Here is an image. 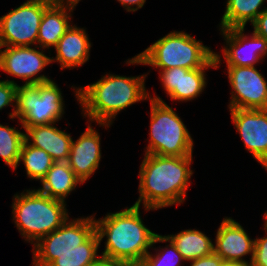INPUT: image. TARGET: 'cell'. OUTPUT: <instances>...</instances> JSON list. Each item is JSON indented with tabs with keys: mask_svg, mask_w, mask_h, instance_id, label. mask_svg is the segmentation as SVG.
<instances>
[{
	"mask_svg": "<svg viewBox=\"0 0 267 266\" xmlns=\"http://www.w3.org/2000/svg\"><path fill=\"white\" fill-rule=\"evenodd\" d=\"M192 162L193 155L144 154L138 174L139 196L134 205H142L148 212L183 204L194 174Z\"/></svg>",
	"mask_w": 267,
	"mask_h": 266,
	"instance_id": "obj_1",
	"label": "cell"
},
{
	"mask_svg": "<svg viewBox=\"0 0 267 266\" xmlns=\"http://www.w3.org/2000/svg\"><path fill=\"white\" fill-rule=\"evenodd\" d=\"M148 74L127 77L107 73L94 83L70 88L80 104L81 115L88 119L86 121L108 129L122 110L149 100L150 92L145 87Z\"/></svg>",
	"mask_w": 267,
	"mask_h": 266,
	"instance_id": "obj_2",
	"label": "cell"
},
{
	"mask_svg": "<svg viewBox=\"0 0 267 266\" xmlns=\"http://www.w3.org/2000/svg\"><path fill=\"white\" fill-rule=\"evenodd\" d=\"M140 206L132 205L122 211L107 212L95 218V231L100 245L105 238L102 261L113 263L140 262L150 249L157 233L147 228L141 218Z\"/></svg>",
	"mask_w": 267,
	"mask_h": 266,
	"instance_id": "obj_3",
	"label": "cell"
},
{
	"mask_svg": "<svg viewBox=\"0 0 267 266\" xmlns=\"http://www.w3.org/2000/svg\"><path fill=\"white\" fill-rule=\"evenodd\" d=\"M214 52L185 31H173L159 38L141 53L126 60L127 65H145L157 70L174 67L217 69Z\"/></svg>",
	"mask_w": 267,
	"mask_h": 266,
	"instance_id": "obj_4",
	"label": "cell"
},
{
	"mask_svg": "<svg viewBox=\"0 0 267 266\" xmlns=\"http://www.w3.org/2000/svg\"><path fill=\"white\" fill-rule=\"evenodd\" d=\"M12 200V221L21 238L31 245L58 229L70 217L67 202L34 188L17 192Z\"/></svg>",
	"mask_w": 267,
	"mask_h": 266,
	"instance_id": "obj_5",
	"label": "cell"
},
{
	"mask_svg": "<svg viewBox=\"0 0 267 266\" xmlns=\"http://www.w3.org/2000/svg\"><path fill=\"white\" fill-rule=\"evenodd\" d=\"M150 133L144 154L181 157L193 155L194 140L178 113L162 97L151 95Z\"/></svg>",
	"mask_w": 267,
	"mask_h": 266,
	"instance_id": "obj_6",
	"label": "cell"
},
{
	"mask_svg": "<svg viewBox=\"0 0 267 266\" xmlns=\"http://www.w3.org/2000/svg\"><path fill=\"white\" fill-rule=\"evenodd\" d=\"M61 90L54 80L17 85L14 118L20 128L58 123L64 118L65 101Z\"/></svg>",
	"mask_w": 267,
	"mask_h": 266,
	"instance_id": "obj_7",
	"label": "cell"
},
{
	"mask_svg": "<svg viewBox=\"0 0 267 266\" xmlns=\"http://www.w3.org/2000/svg\"><path fill=\"white\" fill-rule=\"evenodd\" d=\"M95 232L94 214L68 218L58 229L40 238L32 249L33 266H48L60 252L74 251Z\"/></svg>",
	"mask_w": 267,
	"mask_h": 266,
	"instance_id": "obj_8",
	"label": "cell"
},
{
	"mask_svg": "<svg viewBox=\"0 0 267 266\" xmlns=\"http://www.w3.org/2000/svg\"><path fill=\"white\" fill-rule=\"evenodd\" d=\"M51 5L42 0H27L0 17V46H37L40 22Z\"/></svg>",
	"mask_w": 267,
	"mask_h": 266,
	"instance_id": "obj_9",
	"label": "cell"
},
{
	"mask_svg": "<svg viewBox=\"0 0 267 266\" xmlns=\"http://www.w3.org/2000/svg\"><path fill=\"white\" fill-rule=\"evenodd\" d=\"M48 52L49 56L39 46H0V70L9 76L20 78L25 81V85L53 80L45 73L39 74L52 64L51 51Z\"/></svg>",
	"mask_w": 267,
	"mask_h": 266,
	"instance_id": "obj_10",
	"label": "cell"
},
{
	"mask_svg": "<svg viewBox=\"0 0 267 266\" xmlns=\"http://www.w3.org/2000/svg\"><path fill=\"white\" fill-rule=\"evenodd\" d=\"M231 96L228 109H267V80L256 66H226Z\"/></svg>",
	"mask_w": 267,
	"mask_h": 266,
	"instance_id": "obj_11",
	"label": "cell"
},
{
	"mask_svg": "<svg viewBox=\"0 0 267 266\" xmlns=\"http://www.w3.org/2000/svg\"><path fill=\"white\" fill-rule=\"evenodd\" d=\"M245 27L219 29L223 36L224 46L220 51L214 52L217 69L224 59L225 66H257L267 56V40L252 32L249 36ZM223 56V58H222ZM257 64V65H256Z\"/></svg>",
	"mask_w": 267,
	"mask_h": 266,
	"instance_id": "obj_12",
	"label": "cell"
},
{
	"mask_svg": "<svg viewBox=\"0 0 267 266\" xmlns=\"http://www.w3.org/2000/svg\"><path fill=\"white\" fill-rule=\"evenodd\" d=\"M246 150L267 169V109H229Z\"/></svg>",
	"mask_w": 267,
	"mask_h": 266,
	"instance_id": "obj_13",
	"label": "cell"
},
{
	"mask_svg": "<svg viewBox=\"0 0 267 266\" xmlns=\"http://www.w3.org/2000/svg\"><path fill=\"white\" fill-rule=\"evenodd\" d=\"M214 253L224 261L250 265L253 259L254 241L244 227L232 217H224L216 231ZM250 255L249 260H245Z\"/></svg>",
	"mask_w": 267,
	"mask_h": 266,
	"instance_id": "obj_14",
	"label": "cell"
},
{
	"mask_svg": "<svg viewBox=\"0 0 267 266\" xmlns=\"http://www.w3.org/2000/svg\"><path fill=\"white\" fill-rule=\"evenodd\" d=\"M209 69L174 67L158 70V73L161 85L171 101L192 102L204 92L208 83L206 72Z\"/></svg>",
	"mask_w": 267,
	"mask_h": 266,
	"instance_id": "obj_15",
	"label": "cell"
},
{
	"mask_svg": "<svg viewBox=\"0 0 267 266\" xmlns=\"http://www.w3.org/2000/svg\"><path fill=\"white\" fill-rule=\"evenodd\" d=\"M71 142L67 163L83 184L98 170L102 158L101 136L92 123Z\"/></svg>",
	"mask_w": 267,
	"mask_h": 266,
	"instance_id": "obj_16",
	"label": "cell"
},
{
	"mask_svg": "<svg viewBox=\"0 0 267 266\" xmlns=\"http://www.w3.org/2000/svg\"><path fill=\"white\" fill-rule=\"evenodd\" d=\"M91 40L86 28L72 24L54 47L51 63L60 64V70L83 66L90 58Z\"/></svg>",
	"mask_w": 267,
	"mask_h": 266,
	"instance_id": "obj_17",
	"label": "cell"
},
{
	"mask_svg": "<svg viewBox=\"0 0 267 266\" xmlns=\"http://www.w3.org/2000/svg\"><path fill=\"white\" fill-rule=\"evenodd\" d=\"M56 124L25 127V140L30 145L45 150L55 162L67 161L73 138Z\"/></svg>",
	"mask_w": 267,
	"mask_h": 266,
	"instance_id": "obj_18",
	"label": "cell"
},
{
	"mask_svg": "<svg viewBox=\"0 0 267 266\" xmlns=\"http://www.w3.org/2000/svg\"><path fill=\"white\" fill-rule=\"evenodd\" d=\"M73 11L72 7L51 4L43 13L37 46L52 51L51 49L58 44L60 38L73 24Z\"/></svg>",
	"mask_w": 267,
	"mask_h": 266,
	"instance_id": "obj_19",
	"label": "cell"
},
{
	"mask_svg": "<svg viewBox=\"0 0 267 266\" xmlns=\"http://www.w3.org/2000/svg\"><path fill=\"white\" fill-rule=\"evenodd\" d=\"M41 187L37 188L47 196L66 202L70 193L76 190L83 182L75 175L67 161L54 162L46 175L40 181Z\"/></svg>",
	"mask_w": 267,
	"mask_h": 266,
	"instance_id": "obj_20",
	"label": "cell"
},
{
	"mask_svg": "<svg viewBox=\"0 0 267 266\" xmlns=\"http://www.w3.org/2000/svg\"><path fill=\"white\" fill-rule=\"evenodd\" d=\"M166 236L175 244L185 262L211 255L214 252V242L200 230L185 229L177 234Z\"/></svg>",
	"mask_w": 267,
	"mask_h": 266,
	"instance_id": "obj_21",
	"label": "cell"
},
{
	"mask_svg": "<svg viewBox=\"0 0 267 266\" xmlns=\"http://www.w3.org/2000/svg\"><path fill=\"white\" fill-rule=\"evenodd\" d=\"M267 0H227L219 29L246 27L266 8ZM263 7V8H262Z\"/></svg>",
	"mask_w": 267,
	"mask_h": 266,
	"instance_id": "obj_22",
	"label": "cell"
},
{
	"mask_svg": "<svg viewBox=\"0 0 267 266\" xmlns=\"http://www.w3.org/2000/svg\"><path fill=\"white\" fill-rule=\"evenodd\" d=\"M99 248L100 241L95 231L74 251L60 252L48 266H96L102 261L101 255L98 254Z\"/></svg>",
	"mask_w": 267,
	"mask_h": 266,
	"instance_id": "obj_23",
	"label": "cell"
},
{
	"mask_svg": "<svg viewBox=\"0 0 267 266\" xmlns=\"http://www.w3.org/2000/svg\"><path fill=\"white\" fill-rule=\"evenodd\" d=\"M21 162L25 167L27 177L31 181L40 182L55 161L45 150L34 147L24 140L19 165Z\"/></svg>",
	"mask_w": 267,
	"mask_h": 266,
	"instance_id": "obj_24",
	"label": "cell"
},
{
	"mask_svg": "<svg viewBox=\"0 0 267 266\" xmlns=\"http://www.w3.org/2000/svg\"><path fill=\"white\" fill-rule=\"evenodd\" d=\"M25 140V131L0 123V158L9 168L17 170L20 153Z\"/></svg>",
	"mask_w": 267,
	"mask_h": 266,
	"instance_id": "obj_25",
	"label": "cell"
},
{
	"mask_svg": "<svg viewBox=\"0 0 267 266\" xmlns=\"http://www.w3.org/2000/svg\"><path fill=\"white\" fill-rule=\"evenodd\" d=\"M168 242V243H167ZM157 243H167L165 247H154ZM152 250H155L156 254L148 251L144 256L143 262L146 266H182L184 259L182 255L178 252L175 244L171 241L169 237L161 234H156L153 240Z\"/></svg>",
	"mask_w": 267,
	"mask_h": 266,
	"instance_id": "obj_26",
	"label": "cell"
},
{
	"mask_svg": "<svg viewBox=\"0 0 267 266\" xmlns=\"http://www.w3.org/2000/svg\"><path fill=\"white\" fill-rule=\"evenodd\" d=\"M17 82L14 80H0V110L12 106V112L8 113L9 119H15Z\"/></svg>",
	"mask_w": 267,
	"mask_h": 266,
	"instance_id": "obj_27",
	"label": "cell"
},
{
	"mask_svg": "<svg viewBox=\"0 0 267 266\" xmlns=\"http://www.w3.org/2000/svg\"><path fill=\"white\" fill-rule=\"evenodd\" d=\"M263 228L265 237L254 238L253 259L250 266H267V224L265 222Z\"/></svg>",
	"mask_w": 267,
	"mask_h": 266,
	"instance_id": "obj_28",
	"label": "cell"
},
{
	"mask_svg": "<svg viewBox=\"0 0 267 266\" xmlns=\"http://www.w3.org/2000/svg\"><path fill=\"white\" fill-rule=\"evenodd\" d=\"M253 32L267 40V7L251 23Z\"/></svg>",
	"mask_w": 267,
	"mask_h": 266,
	"instance_id": "obj_29",
	"label": "cell"
},
{
	"mask_svg": "<svg viewBox=\"0 0 267 266\" xmlns=\"http://www.w3.org/2000/svg\"><path fill=\"white\" fill-rule=\"evenodd\" d=\"M224 260L216 253L189 261L190 266H220Z\"/></svg>",
	"mask_w": 267,
	"mask_h": 266,
	"instance_id": "obj_30",
	"label": "cell"
},
{
	"mask_svg": "<svg viewBox=\"0 0 267 266\" xmlns=\"http://www.w3.org/2000/svg\"><path fill=\"white\" fill-rule=\"evenodd\" d=\"M118 1L126 10V12H136L137 10L143 8L146 0H116Z\"/></svg>",
	"mask_w": 267,
	"mask_h": 266,
	"instance_id": "obj_31",
	"label": "cell"
},
{
	"mask_svg": "<svg viewBox=\"0 0 267 266\" xmlns=\"http://www.w3.org/2000/svg\"><path fill=\"white\" fill-rule=\"evenodd\" d=\"M81 0H55L56 5L68 6L72 8H76L77 4L80 3Z\"/></svg>",
	"mask_w": 267,
	"mask_h": 266,
	"instance_id": "obj_32",
	"label": "cell"
},
{
	"mask_svg": "<svg viewBox=\"0 0 267 266\" xmlns=\"http://www.w3.org/2000/svg\"><path fill=\"white\" fill-rule=\"evenodd\" d=\"M119 266H146V264L143 261H140V262H124V263H119Z\"/></svg>",
	"mask_w": 267,
	"mask_h": 266,
	"instance_id": "obj_33",
	"label": "cell"
},
{
	"mask_svg": "<svg viewBox=\"0 0 267 266\" xmlns=\"http://www.w3.org/2000/svg\"><path fill=\"white\" fill-rule=\"evenodd\" d=\"M220 266H250V265H243L237 262L223 261Z\"/></svg>",
	"mask_w": 267,
	"mask_h": 266,
	"instance_id": "obj_34",
	"label": "cell"
},
{
	"mask_svg": "<svg viewBox=\"0 0 267 266\" xmlns=\"http://www.w3.org/2000/svg\"><path fill=\"white\" fill-rule=\"evenodd\" d=\"M96 266H119V263H113V262H106V261H101L98 265Z\"/></svg>",
	"mask_w": 267,
	"mask_h": 266,
	"instance_id": "obj_35",
	"label": "cell"
},
{
	"mask_svg": "<svg viewBox=\"0 0 267 266\" xmlns=\"http://www.w3.org/2000/svg\"><path fill=\"white\" fill-rule=\"evenodd\" d=\"M263 219L265 220L264 222L267 224V210H266V212L263 215Z\"/></svg>",
	"mask_w": 267,
	"mask_h": 266,
	"instance_id": "obj_36",
	"label": "cell"
},
{
	"mask_svg": "<svg viewBox=\"0 0 267 266\" xmlns=\"http://www.w3.org/2000/svg\"><path fill=\"white\" fill-rule=\"evenodd\" d=\"M42 1H46L48 3L55 4V0H42Z\"/></svg>",
	"mask_w": 267,
	"mask_h": 266,
	"instance_id": "obj_37",
	"label": "cell"
}]
</instances>
